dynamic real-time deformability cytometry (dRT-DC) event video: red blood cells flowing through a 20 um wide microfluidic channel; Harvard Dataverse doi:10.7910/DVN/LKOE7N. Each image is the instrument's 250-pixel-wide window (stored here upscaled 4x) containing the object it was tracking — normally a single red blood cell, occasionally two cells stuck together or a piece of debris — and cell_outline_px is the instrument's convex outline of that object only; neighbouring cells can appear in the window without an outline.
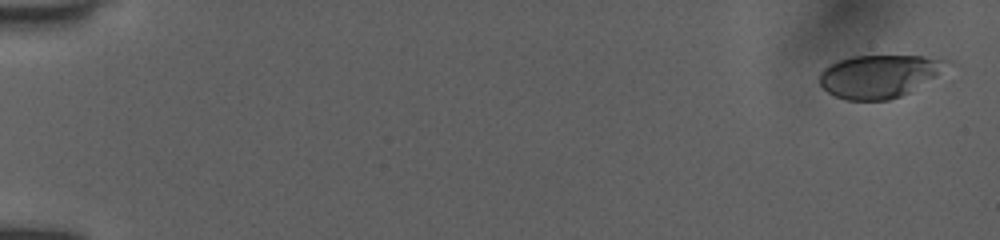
{"species": "human", "species_latin": "Homo sapiens", "temperature_condition": "room temperature", "stored_images_in_passage": 21, "camera_frame_rate_fps": 3000, "um_per_image_px": 0.085, "donor": {"sex": "female"}, "frame": {"image": 1, "passage_image": 1, "time_ms": 0.0, "image_size_px": [1000, 240], "cell_outline_px": [[960, 64], [908, 92], [900, 96], [888, 100], [848, 100], [836, 96], [828, 92], [820, 84], [820, 72], [824, 68], [840, 60], [852, 56], [924, 56], [956, 60]], "centroid_in_image_um": [74.9, 6.44], "position_along_channel_um": 10.1, "area_um2": 32.37}}
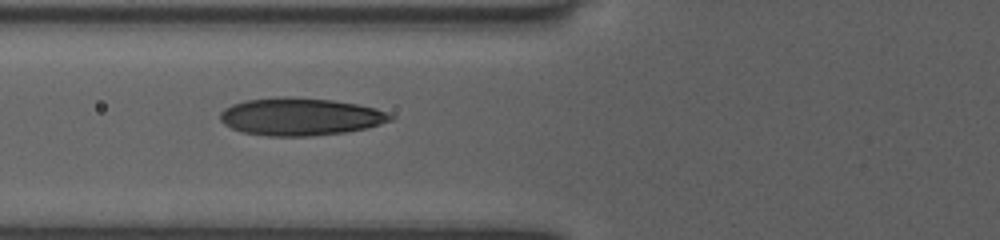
{"frame": {"image": 2, "passage_image": 15, "time_ms": 6.667, "image_size_px": [1000, 240], "cell_outline_px": [[396, 116], [392, 120], [368, 128], [344, 132], [312, 136], [268, 136], [240, 132], [224, 124], [220, 120], [220, 112], [224, 108], [232, 104], [244, 100], [276, 96], [292, 96], [332, 100], [356, 104], [376, 108], [388, 112]], "centroid_in_image_um": [25.52, 9.91], "position_along_channel_um": 100.3, "area_um2": 37.74}}
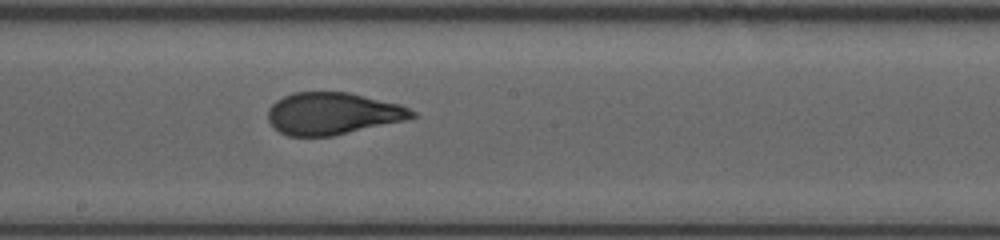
{"frame": {"image": 3, "passage_image": 21, "time_ms": 9.667, "image_size_px": [1000, 240], "cell_outline_px": [[416, 116], [404, 120], [332, 136], [288, 136], [280, 132], [268, 120], [268, 108], [276, 100], [284, 96], [296, 92], [348, 92], [400, 104], [416, 112]], "centroid_in_image_um": [28.26, 9.64], "position_along_channel_um": 219.9, "area_um2": 35.03}}